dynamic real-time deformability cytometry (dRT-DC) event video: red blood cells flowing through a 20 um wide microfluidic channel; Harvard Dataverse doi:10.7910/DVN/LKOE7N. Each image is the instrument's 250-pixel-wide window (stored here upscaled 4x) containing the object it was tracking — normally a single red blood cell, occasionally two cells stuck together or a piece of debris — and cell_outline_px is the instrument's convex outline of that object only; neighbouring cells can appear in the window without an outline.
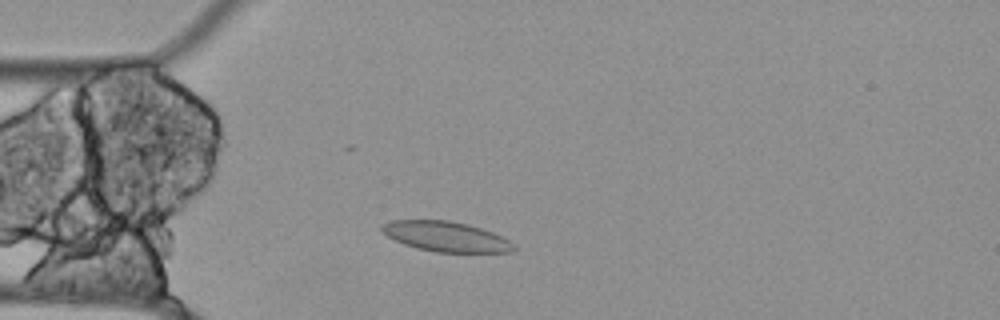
{"species": "Egyptian fruit bat (a non-hibernating species)", "species_latin": "Rousettus aegyptiacus", "temperature_condition": "cold", "stored_images_in_passage": 50, "camera_frame_rate_fps": 3000, "um_per_image_px": 0.085, "animal": {"sex": "female"}, "frame": {"image": 1, "passage_image": 7, "time_ms": 2.0, "image_size_px": [1000, 320], "cell_outline_px": [[516, 248], [512, 252], [436, 252], [416, 248], [404, 244], [380, 232], [380, 224], [392, 220], [448, 220], [468, 224], [492, 232], [508, 240]], "centroid_in_image_um": [37.85, 20.1], "position_along_channel_um": 47.2, "area_um2": 23.06}}
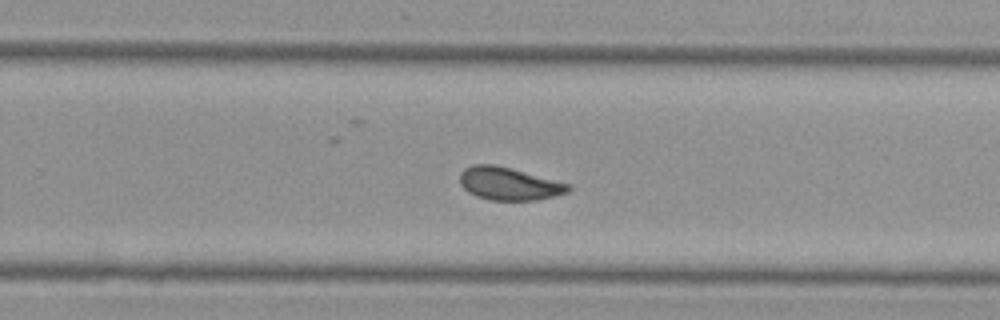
{"frame": {"image": 2, "passage_image": 28, "time_ms": 9.0, "image_size_px": [1000, 320], "cell_outline_px": [[572, 188], [568, 192], [536, 200], [488, 200], [476, 196], [468, 192], [460, 184], [460, 172], [464, 168], [472, 164], [492, 164], [512, 168], [572, 184]], "centroid_in_image_um": [43.26, 15.6], "position_along_channel_um": 286.5, "area_um2": 20.92}}
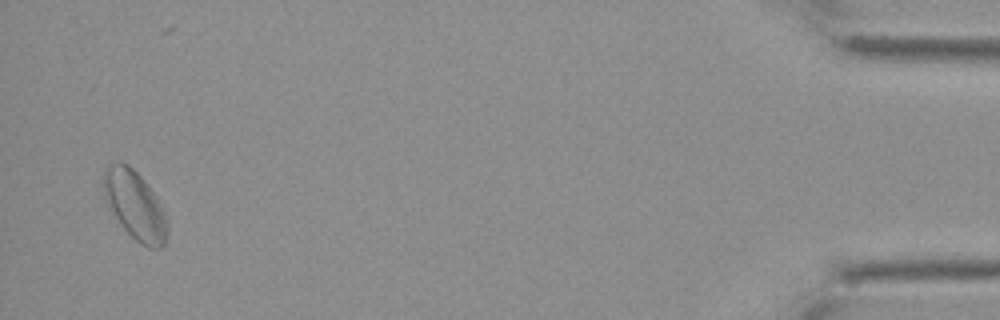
{"frame": {"image": 3, "passage_image": 47, "time_ms": 15.333, "image_size_px": [1000, 320], "cell_outline_px": [[168, 232], [164, 244], [160, 248], [148, 248], [140, 244], [120, 224], [104, 200], [104, 168], [112, 164], [128, 164], [144, 180], [160, 204], [168, 220]], "centroid_in_image_um": [11.48, 17.49], "position_along_channel_um": 423.7, "area_um2": 25.14}, "authors_computed_cell_mechanics": {"area_um2": 21.0681, "velocity_mm_per_s": 3.4651, "shape_relaxation_time_tau1_ms": null, "shape_relaxation_time_tau2_ms": 1.3875, "deformation_change_tau1": null, "deformation_change_tau2": 0.0415}}